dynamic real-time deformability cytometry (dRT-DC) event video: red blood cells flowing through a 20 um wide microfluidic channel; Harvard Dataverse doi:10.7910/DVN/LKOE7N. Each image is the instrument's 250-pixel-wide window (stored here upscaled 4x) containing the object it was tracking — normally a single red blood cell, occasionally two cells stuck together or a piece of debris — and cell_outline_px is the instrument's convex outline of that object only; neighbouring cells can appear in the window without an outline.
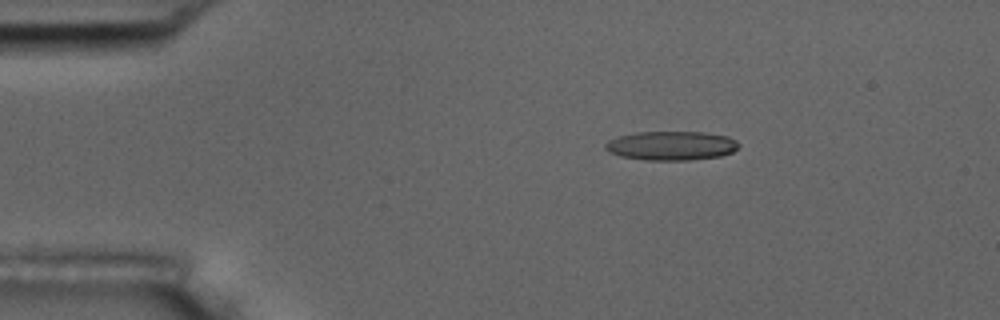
{"species": "common noctule bat (a hibernating species)", "species_latin": "Nyctalus noctula", "temperature_condition": "room temperature", "stored_images_in_passage": 5, "camera_frame_rate_fps": 3000, "um_per_image_px": 0.085, "animal": {"sex": "male", "body_mass_g": 17.5, "forearm_length_mm": 52.3}, "frame": {"image": 1, "passage_image": 3, "time_ms": 2.667, "image_size_px": [1000, 320], "cell_outline_px": [[740, 144], [732, 152], [720, 156], [688, 160], [644, 160], [620, 156], [608, 152], [604, 148], [604, 144], [608, 140], [620, 136], [636, 132], [704, 132], [728, 136], [736, 140]], "centroid_in_image_um": [57.04, 12.38], "position_along_channel_um": 28.0, "area_um2": 22.66}}
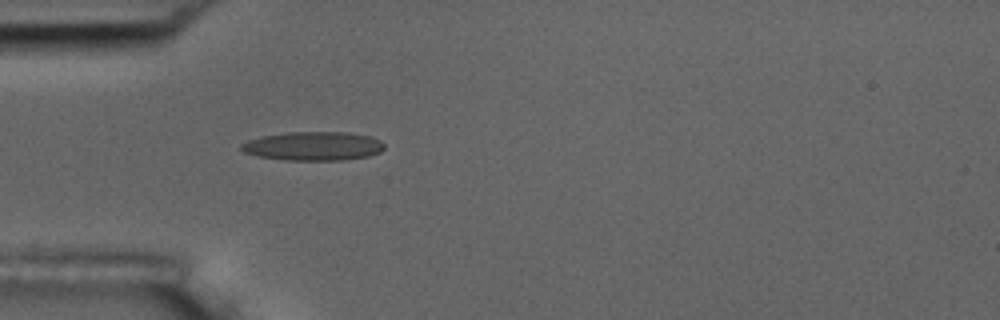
{"frame": {"image": 2, "passage_image": 5, "time_ms": 5.0, "image_size_px": [1000, 320], "cell_outline_px": [[384, 148], [380, 152], [368, 156], [344, 160], [284, 160], [256, 156], [244, 152], [240, 148], [240, 144], [248, 140], [260, 136], [288, 132], [348, 132], [372, 136], [380, 140], [384, 144]], "centroid_in_image_um": [26.62, 12.41], "position_along_channel_um": 58.4, "area_um2": 24.28}}